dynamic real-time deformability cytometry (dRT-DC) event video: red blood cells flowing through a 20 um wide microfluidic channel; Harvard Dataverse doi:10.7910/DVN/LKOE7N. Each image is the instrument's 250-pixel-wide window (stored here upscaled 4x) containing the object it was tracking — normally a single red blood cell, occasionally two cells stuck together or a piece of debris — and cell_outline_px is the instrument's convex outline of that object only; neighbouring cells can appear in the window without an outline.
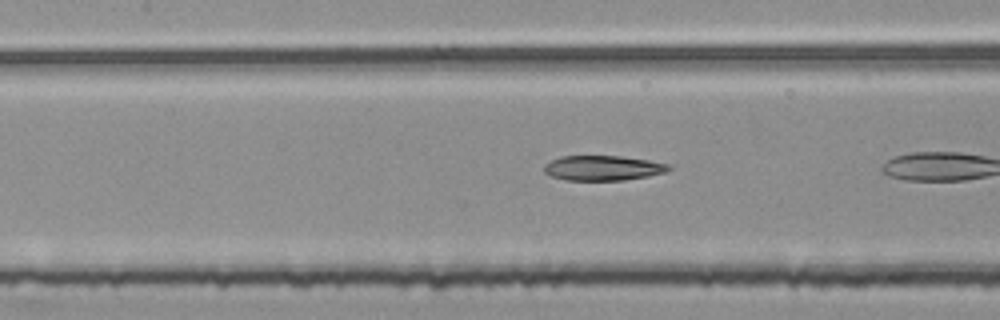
{"species": "common noctule bat (a hibernating species)", "species_latin": "Nyctalus noctula", "temperature_condition": "room temperature", "stored_images_in_passage": 26, "camera_frame_rate_fps": 3000, "um_per_image_px": 0.085, "animal": {"sex": "female", "body_mass_g": 25.1}, "frame": {"image": 1, "passage_image": 19, "time_ms": 6.0, "image_size_px": [1000, 320], "cell_outline_px": [[672, 168], [664, 172], [648, 176], [624, 180], [564, 180], [552, 176], [544, 172], [544, 164], [560, 156], [620, 156], [648, 160], [672, 164]], "centroid_in_image_um": [51.26, 14.28], "position_along_channel_um": 156.1, "area_um2": 18.15}}